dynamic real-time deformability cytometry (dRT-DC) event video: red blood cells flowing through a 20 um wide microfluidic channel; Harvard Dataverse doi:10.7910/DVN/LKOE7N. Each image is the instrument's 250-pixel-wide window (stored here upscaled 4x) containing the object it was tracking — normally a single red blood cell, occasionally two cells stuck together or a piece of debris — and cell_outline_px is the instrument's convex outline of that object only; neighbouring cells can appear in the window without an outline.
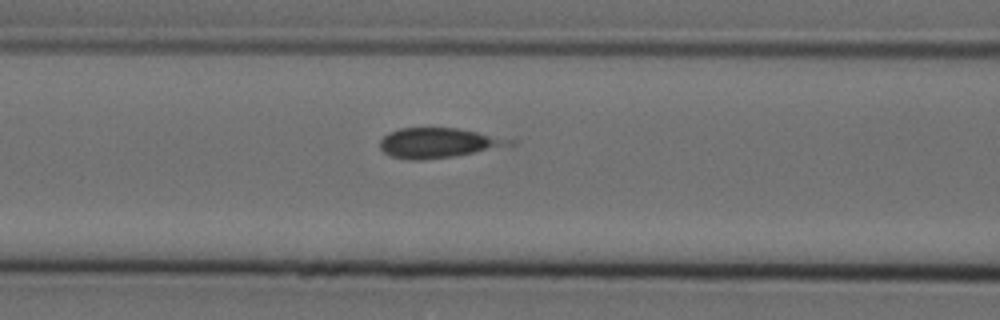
{"species": "Egyptian fruit bat (a non-hibernating species)", "species_latin": "Rousettus aegyptiacus", "temperature_condition": "cold", "stored_images_in_passage": 6, "camera_frame_rate_fps": 3000, "um_per_image_px": 0.085, "animal": {"sex": "female"}, "frame": {"image": 1, "passage_image": 6, "time_ms": 1.667, "image_size_px": [1000, 320], "cell_outline_px": [[516, 144], [452, 156], [420, 160], [408, 160], [392, 156], [384, 152], [380, 148], [380, 140], [388, 132], [400, 128], [456, 128], [516, 140]], "centroid_in_image_um": [37.22, 12.14], "position_along_channel_um": 129.4, "area_um2": 22.25}}